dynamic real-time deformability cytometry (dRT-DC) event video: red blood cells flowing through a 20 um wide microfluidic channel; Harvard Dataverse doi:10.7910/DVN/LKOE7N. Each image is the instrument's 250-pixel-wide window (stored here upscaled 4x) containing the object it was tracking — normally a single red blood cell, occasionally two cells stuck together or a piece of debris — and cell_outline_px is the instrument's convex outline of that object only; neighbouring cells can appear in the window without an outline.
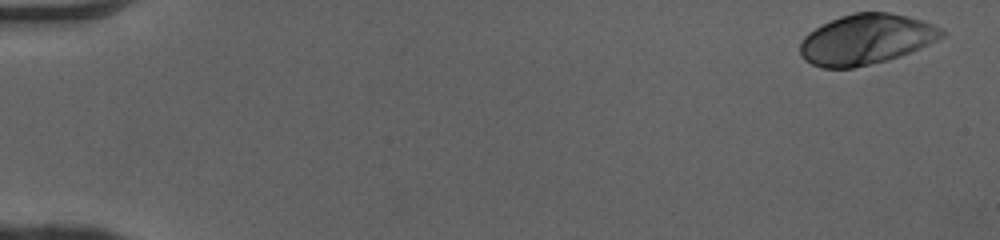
{"species": "human", "species_latin": "Homo sapiens", "temperature_condition": "cold", "stored_images_in_passage": 49, "camera_frame_rate_fps": 3000, "um_per_image_px": 0.085, "donor": {"sex": "female"}, "frame": {"image": 1, "passage_image": 1, "time_ms": 0.0, "image_size_px": [1000, 240], "cell_outline_px": [[944, 36], [920, 48], [900, 56], [888, 60], [852, 68], [820, 68], [804, 60], [800, 56], [800, 44], [804, 36], [808, 32], [840, 16], [852, 12], [888, 12], [924, 20], [940, 28], [944, 32]], "centroid_in_image_um": [73.6, 3.35], "position_along_channel_um": 11.4, "area_um2": 41.44}}
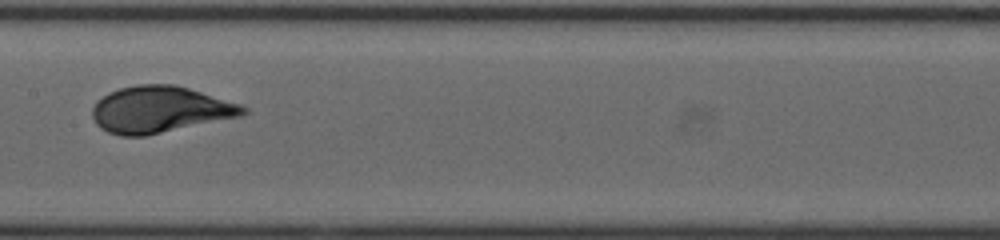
{"frame": {"image": 2, "passage_image": 26, "time_ms": 8.333, "image_size_px": [1000, 240], "cell_outline_px": [[248, 112], [240, 116], [144, 136], [120, 136], [108, 132], [100, 128], [96, 124], [92, 116], [92, 108], [96, 100], [108, 92], [120, 88], [136, 84], [172, 84], [188, 88], [240, 104], [248, 108]], "centroid_in_image_um": [13.54, 9.31], "position_along_channel_um": 193.9, "area_um2": 40.75}}
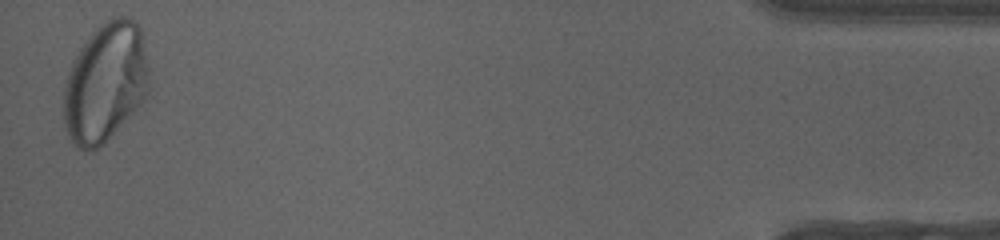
{"frame": {"image": 3, "passage_image": 49, "time_ms": 16.0, "image_size_px": [1000, 240], "cell_outline_px": [[148, 92], [140, 104], [104, 144], [92, 152], [84, 152], [76, 148], [72, 144], [68, 136], [64, 124], [64, 84], [72, 60], [80, 48], [92, 32], [96, 28], [112, 16], [128, 16], [140, 24], [148, 68]], "centroid_in_image_um": [8.93, 7.04], "position_along_channel_um": 426.3, "area_um2": 59.82}, "authors_computed_cell_mechanics": {"area_um2": 40.2288, "velocity_mm_per_s": 4.0648, "shape_relaxation_time_tau1_ms": 3.7033, "shape_relaxation_time_tau2_ms": null, "deformation_change_tau1": 0.1889, "deformation_change_tau2": null}}